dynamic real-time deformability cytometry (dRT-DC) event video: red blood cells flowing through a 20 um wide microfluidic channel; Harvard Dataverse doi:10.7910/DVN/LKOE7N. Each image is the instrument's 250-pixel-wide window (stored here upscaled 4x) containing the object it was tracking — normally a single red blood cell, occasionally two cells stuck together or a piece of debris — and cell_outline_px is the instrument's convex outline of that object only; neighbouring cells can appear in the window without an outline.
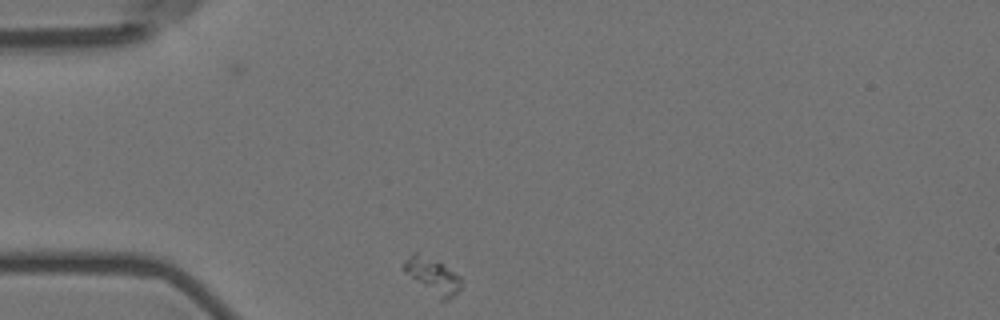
{"species": "Egyptian fruit bat (a non-hibernating species)", "species_latin": "Rousettus aegyptiacus", "temperature_condition": "room temperature", "stored_images_in_passage": 34, "camera_frame_rate_fps": 3000, "um_per_image_px": 0.085, "animal": {"sex": "female"}, "frame": {"image": 1, "passage_image": 1, "time_ms": 0.0, "image_size_px": [1000, 320], "cell_outline_px": [[464, 280], [460, 288], [448, 300], [440, 300], [404, 272], [400, 268], [404, 260], [412, 252], [416, 252], [444, 264], [460, 276]], "centroid_in_image_um": [36.75, 23.43], "position_along_channel_um": 48.2, "area_um2": 12.08}}
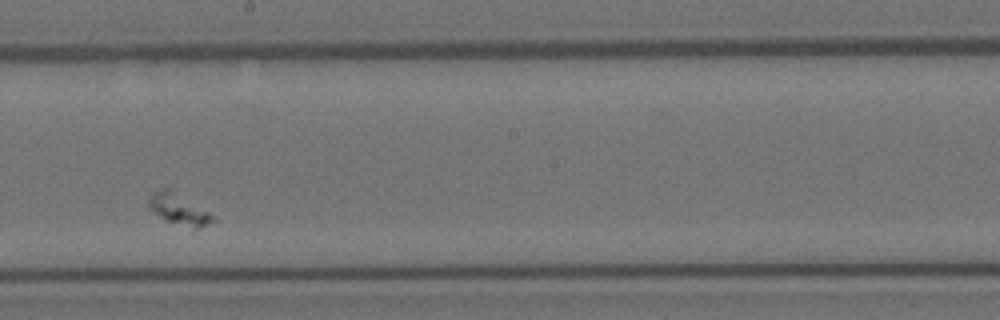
{"frame": {"image": 2, "passage_image": 20, "time_ms": 6.333, "image_size_px": [1000, 320], "cell_outline_px": [[216, 220], [200, 228], [196, 228], [168, 220], [160, 216], [148, 204], [148, 200], [152, 192], [164, 188], [172, 188], [208, 212]], "centroid_in_image_um": [15.2, 17.73], "position_along_channel_um": 233.0, "area_um2": 11.1}}
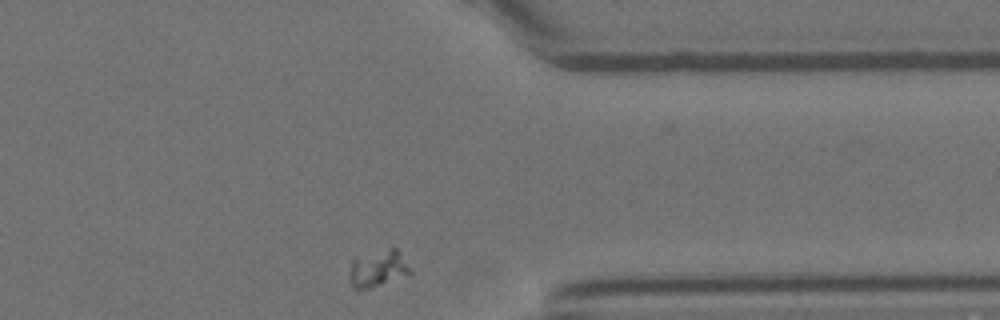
{"frame": {"image": 3, "passage_image": 34, "time_ms": 11.0, "image_size_px": [1000, 320], "cell_outline_px": [[412, 272], [408, 276], [356, 292], [352, 288], [348, 280], [348, 276], [352, 260], [388, 248], [396, 248], [400, 252]], "centroid_in_image_um": [32.1, 22.89], "position_along_channel_um": 379.3, "area_um2": 13.12}}